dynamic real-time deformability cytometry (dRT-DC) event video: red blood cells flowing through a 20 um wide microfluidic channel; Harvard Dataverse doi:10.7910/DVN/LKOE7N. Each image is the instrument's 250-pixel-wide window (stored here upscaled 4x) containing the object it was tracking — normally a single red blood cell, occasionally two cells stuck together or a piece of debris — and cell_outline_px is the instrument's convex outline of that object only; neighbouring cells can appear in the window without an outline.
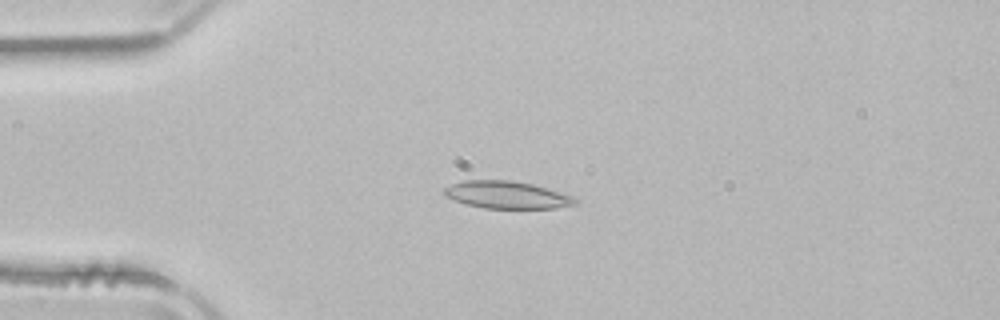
{"species": "common noctule bat (a hibernating species)", "species_latin": "Nyctalus noctula", "temperature_condition": "room temperature", "stored_images_in_passage": 51, "camera_frame_rate_fps": 3000, "um_per_image_px": 0.085, "animal": {"sex": "male", "body_mass_g": 21.5, "forearm_length_mm": 52.0}, "frame": {"image": 1, "passage_image": 12, "time_ms": 3.667, "image_size_px": [1000, 320], "cell_outline_px": [[580, 200], [576, 204], [556, 208], [484, 208], [464, 204], [444, 196], [440, 192], [444, 188], [452, 184], [464, 180], [512, 180], [532, 184], [576, 196]], "centroid_in_image_um": [43.08, 16.56], "position_along_channel_um": 41.9, "area_um2": 21.21}}
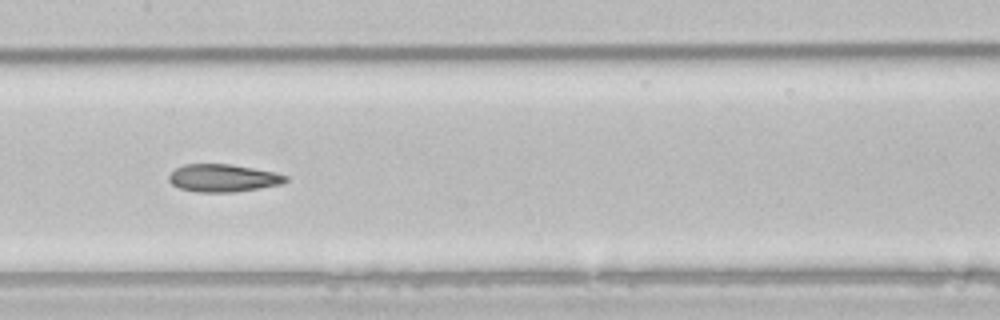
{"frame": {"image": 2, "passage_image": 25, "time_ms": 8.0, "image_size_px": [1000, 320], "cell_outline_px": [[288, 180], [280, 184], [260, 188], [232, 192], [196, 192], [180, 188], [172, 184], [168, 180], [168, 176], [176, 168], [184, 164], [228, 164], [276, 172], [288, 176]], "centroid_in_image_um": [18.95, 15.13], "position_along_channel_um": 188.4, "area_um2": 18.73}}
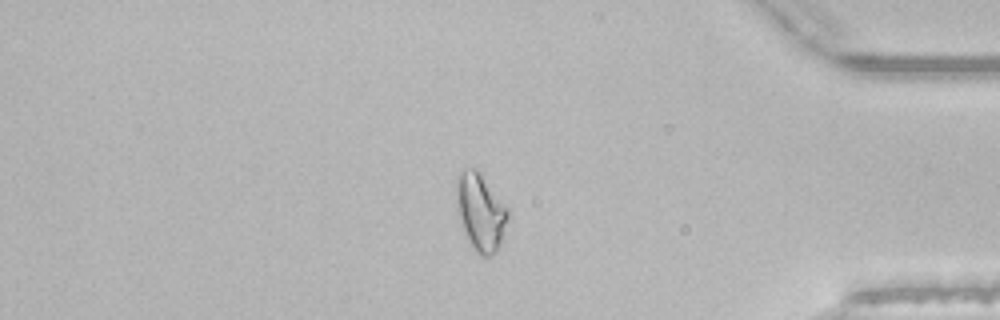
{"frame": {"image": 3, "passage_image": 43, "time_ms": 14.0, "image_size_px": [1000, 320], "cell_outline_px": [[508, 216], [500, 244], [496, 252], [488, 256], [480, 256], [472, 248], [464, 232], [456, 208], [456, 184], [460, 176], [464, 172], [472, 168], [476, 168], [480, 172], [508, 208]], "centroid_in_image_um": [40.84, 18.06], "position_along_channel_um": 394.4, "area_um2": 22.83}, "authors_computed_cell_mechanics": {"area_um2": 20.808, "velocity_mm_per_s": 3.9314, "shape_relaxation_time_tau1_ms": null, "shape_relaxation_time_tau2_ms": 3.1116, "deformation_change_tau1": null, "deformation_change_tau2": 0.1032}}